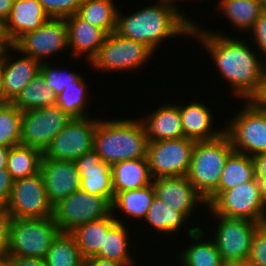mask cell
Wrapping results in <instances>:
<instances>
[{"label": "cell", "instance_id": "23", "mask_svg": "<svg viewBox=\"0 0 266 266\" xmlns=\"http://www.w3.org/2000/svg\"><path fill=\"white\" fill-rule=\"evenodd\" d=\"M176 103L159 104L156 110L138 117L145 127L149 142L184 137L179 104Z\"/></svg>", "mask_w": 266, "mask_h": 266}, {"label": "cell", "instance_id": "54", "mask_svg": "<svg viewBox=\"0 0 266 266\" xmlns=\"http://www.w3.org/2000/svg\"><path fill=\"white\" fill-rule=\"evenodd\" d=\"M0 266H11L6 260L0 261Z\"/></svg>", "mask_w": 266, "mask_h": 266}, {"label": "cell", "instance_id": "3", "mask_svg": "<svg viewBox=\"0 0 266 266\" xmlns=\"http://www.w3.org/2000/svg\"><path fill=\"white\" fill-rule=\"evenodd\" d=\"M98 119L93 150L110 167L114 164L147 157L148 137L138 118Z\"/></svg>", "mask_w": 266, "mask_h": 266}, {"label": "cell", "instance_id": "52", "mask_svg": "<svg viewBox=\"0 0 266 266\" xmlns=\"http://www.w3.org/2000/svg\"><path fill=\"white\" fill-rule=\"evenodd\" d=\"M258 226L259 229L266 234V212L259 220Z\"/></svg>", "mask_w": 266, "mask_h": 266}, {"label": "cell", "instance_id": "28", "mask_svg": "<svg viewBox=\"0 0 266 266\" xmlns=\"http://www.w3.org/2000/svg\"><path fill=\"white\" fill-rule=\"evenodd\" d=\"M111 169L114 192L140 189L153 182L147 157L120 161Z\"/></svg>", "mask_w": 266, "mask_h": 266}, {"label": "cell", "instance_id": "8", "mask_svg": "<svg viewBox=\"0 0 266 266\" xmlns=\"http://www.w3.org/2000/svg\"><path fill=\"white\" fill-rule=\"evenodd\" d=\"M242 102L240 112L224 124V133L235 152L250 157L266 153V111L251 100Z\"/></svg>", "mask_w": 266, "mask_h": 266}, {"label": "cell", "instance_id": "1", "mask_svg": "<svg viewBox=\"0 0 266 266\" xmlns=\"http://www.w3.org/2000/svg\"><path fill=\"white\" fill-rule=\"evenodd\" d=\"M197 22H193L190 38L200 42V47L203 46L202 49L209 53L217 68L215 70L229 85L234 98L236 96L243 101L251 100L260 89L266 72V60L248 42L251 39L235 38V34L228 36L226 32L202 27Z\"/></svg>", "mask_w": 266, "mask_h": 266}, {"label": "cell", "instance_id": "30", "mask_svg": "<svg viewBox=\"0 0 266 266\" xmlns=\"http://www.w3.org/2000/svg\"><path fill=\"white\" fill-rule=\"evenodd\" d=\"M255 165L253 158L233 152L227 159L222 170L218 189L206 200L209 205L221 192L236 187L255 178Z\"/></svg>", "mask_w": 266, "mask_h": 266}, {"label": "cell", "instance_id": "31", "mask_svg": "<svg viewBox=\"0 0 266 266\" xmlns=\"http://www.w3.org/2000/svg\"><path fill=\"white\" fill-rule=\"evenodd\" d=\"M116 223L111 213L102 219L80 225L71 232L85 260L94 257L99 249L103 248L104 233H107Z\"/></svg>", "mask_w": 266, "mask_h": 266}, {"label": "cell", "instance_id": "37", "mask_svg": "<svg viewBox=\"0 0 266 266\" xmlns=\"http://www.w3.org/2000/svg\"><path fill=\"white\" fill-rule=\"evenodd\" d=\"M22 112L12 103L0 102V145L21 144Z\"/></svg>", "mask_w": 266, "mask_h": 266}, {"label": "cell", "instance_id": "13", "mask_svg": "<svg viewBox=\"0 0 266 266\" xmlns=\"http://www.w3.org/2000/svg\"><path fill=\"white\" fill-rule=\"evenodd\" d=\"M72 120L56 104L22 112L21 145L42 153L53 138Z\"/></svg>", "mask_w": 266, "mask_h": 266}, {"label": "cell", "instance_id": "17", "mask_svg": "<svg viewBox=\"0 0 266 266\" xmlns=\"http://www.w3.org/2000/svg\"><path fill=\"white\" fill-rule=\"evenodd\" d=\"M12 51V52H11ZM21 55L16 59L15 53ZM14 56V57H12ZM41 63L20 52L13 44H9L3 53V81L1 102L11 103L32 78L40 71Z\"/></svg>", "mask_w": 266, "mask_h": 266}, {"label": "cell", "instance_id": "27", "mask_svg": "<svg viewBox=\"0 0 266 266\" xmlns=\"http://www.w3.org/2000/svg\"><path fill=\"white\" fill-rule=\"evenodd\" d=\"M215 11H219L226 17L236 31L246 35L255 26L263 9L261 0H217ZM237 29V30H236Z\"/></svg>", "mask_w": 266, "mask_h": 266}, {"label": "cell", "instance_id": "38", "mask_svg": "<svg viewBox=\"0 0 266 266\" xmlns=\"http://www.w3.org/2000/svg\"><path fill=\"white\" fill-rule=\"evenodd\" d=\"M48 62H43L40 65V73L43 75L46 86L50 87L56 96H58L65 87L75 84V80L81 75L77 72L63 70L57 65Z\"/></svg>", "mask_w": 266, "mask_h": 266}, {"label": "cell", "instance_id": "44", "mask_svg": "<svg viewBox=\"0 0 266 266\" xmlns=\"http://www.w3.org/2000/svg\"><path fill=\"white\" fill-rule=\"evenodd\" d=\"M11 266H47L45 259L33 257H6Z\"/></svg>", "mask_w": 266, "mask_h": 266}, {"label": "cell", "instance_id": "18", "mask_svg": "<svg viewBox=\"0 0 266 266\" xmlns=\"http://www.w3.org/2000/svg\"><path fill=\"white\" fill-rule=\"evenodd\" d=\"M40 173L48 200L53 206L80 189L81 176L73 161L42 157Z\"/></svg>", "mask_w": 266, "mask_h": 266}, {"label": "cell", "instance_id": "42", "mask_svg": "<svg viewBox=\"0 0 266 266\" xmlns=\"http://www.w3.org/2000/svg\"><path fill=\"white\" fill-rule=\"evenodd\" d=\"M11 221V213L9 212L7 206L0 205V261L6 259Z\"/></svg>", "mask_w": 266, "mask_h": 266}, {"label": "cell", "instance_id": "34", "mask_svg": "<svg viewBox=\"0 0 266 266\" xmlns=\"http://www.w3.org/2000/svg\"><path fill=\"white\" fill-rule=\"evenodd\" d=\"M82 74L75 80V84L68 85L56 97V105L71 118L90 117L88 104L91 103L89 88ZM89 97V98H88Z\"/></svg>", "mask_w": 266, "mask_h": 266}, {"label": "cell", "instance_id": "41", "mask_svg": "<svg viewBox=\"0 0 266 266\" xmlns=\"http://www.w3.org/2000/svg\"><path fill=\"white\" fill-rule=\"evenodd\" d=\"M249 33L251 34L250 37L253 39L252 44H254V47L266 60V11L263 10L260 18Z\"/></svg>", "mask_w": 266, "mask_h": 266}, {"label": "cell", "instance_id": "5", "mask_svg": "<svg viewBox=\"0 0 266 266\" xmlns=\"http://www.w3.org/2000/svg\"><path fill=\"white\" fill-rule=\"evenodd\" d=\"M59 232L53 217L12 219L6 257L45 259Z\"/></svg>", "mask_w": 266, "mask_h": 266}, {"label": "cell", "instance_id": "58", "mask_svg": "<svg viewBox=\"0 0 266 266\" xmlns=\"http://www.w3.org/2000/svg\"><path fill=\"white\" fill-rule=\"evenodd\" d=\"M177 1V3H180V2H182V1H184V0H176ZM179 1V2H178ZM187 1V0H186ZM191 1V0H190ZM193 1V0H192ZM197 1V0H196Z\"/></svg>", "mask_w": 266, "mask_h": 266}, {"label": "cell", "instance_id": "15", "mask_svg": "<svg viewBox=\"0 0 266 266\" xmlns=\"http://www.w3.org/2000/svg\"><path fill=\"white\" fill-rule=\"evenodd\" d=\"M13 45L40 63L48 62L53 54L69 50L66 20L49 18L43 26L25 33Z\"/></svg>", "mask_w": 266, "mask_h": 266}, {"label": "cell", "instance_id": "24", "mask_svg": "<svg viewBox=\"0 0 266 266\" xmlns=\"http://www.w3.org/2000/svg\"><path fill=\"white\" fill-rule=\"evenodd\" d=\"M198 228L195 232L187 235L186 239H190L187 243L186 248L184 247L175 256L174 259H179L180 266H224L219 251L217 250L216 244L211 236L207 235L210 233L206 228ZM205 231V232H204ZM208 231V232H207ZM205 233V234H204ZM207 233V234H206ZM207 235V236H206ZM209 237V238H207ZM179 256V257H178Z\"/></svg>", "mask_w": 266, "mask_h": 266}, {"label": "cell", "instance_id": "25", "mask_svg": "<svg viewBox=\"0 0 266 266\" xmlns=\"http://www.w3.org/2000/svg\"><path fill=\"white\" fill-rule=\"evenodd\" d=\"M188 221L190 222L191 219H189L183 212L174 210L155 196L147 215L142 222L145 224L147 222V227L156 231L157 234L162 233L167 239V237H173L174 235L180 237V234H182L180 231H182L183 228H186L185 230H187L185 231L186 236L200 228L199 225H196L195 227L190 225V228H187L188 226H186V224H189Z\"/></svg>", "mask_w": 266, "mask_h": 266}, {"label": "cell", "instance_id": "50", "mask_svg": "<svg viewBox=\"0 0 266 266\" xmlns=\"http://www.w3.org/2000/svg\"><path fill=\"white\" fill-rule=\"evenodd\" d=\"M260 182L261 199L266 207V179H258Z\"/></svg>", "mask_w": 266, "mask_h": 266}, {"label": "cell", "instance_id": "56", "mask_svg": "<svg viewBox=\"0 0 266 266\" xmlns=\"http://www.w3.org/2000/svg\"><path fill=\"white\" fill-rule=\"evenodd\" d=\"M262 9L266 11V0H261Z\"/></svg>", "mask_w": 266, "mask_h": 266}, {"label": "cell", "instance_id": "12", "mask_svg": "<svg viewBox=\"0 0 266 266\" xmlns=\"http://www.w3.org/2000/svg\"><path fill=\"white\" fill-rule=\"evenodd\" d=\"M98 118H72L53 138L42 157L53 160L74 161L93 150Z\"/></svg>", "mask_w": 266, "mask_h": 266}, {"label": "cell", "instance_id": "47", "mask_svg": "<svg viewBox=\"0 0 266 266\" xmlns=\"http://www.w3.org/2000/svg\"><path fill=\"white\" fill-rule=\"evenodd\" d=\"M14 0H0V25L3 26L4 23L9 18Z\"/></svg>", "mask_w": 266, "mask_h": 266}, {"label": "cell", "instance_id": "57", "mask_svg": "<svg viewBox=\"0 0 266 266\" xmlns=\"http://www.w3.org/2000/svg\"><path fill=\"white\" fill-rule=\"evenodd\" d=\"M80 266H92L87 260H84Z\"/></svg>", "mask_w": 266, "mask_h": 266}, {"label": "cell", "instance_id": "29", "mask_svg": "<svg viewBox=\"0 0 266 266\" xmlns=\"http://www.w3.org/2000/svg\"><path fill=\"white\" fill-rule=\"evenodd\" d=\"M127 222H117L107 233H104L103 248H100L94 257L122 263L125 266H135L137 261L133 257V251L130 253L132 241H130L131 230L129 229L131 228L127 227Z\"/></svg>", "mask_w": 266, "mask_h": 266}, {"label": "cell", "instance_id": "4", "mask_svg": "<svg viewBox=\"0 0 266 266\" xmlns=\"http://www.w3.org/2000/svg\"><path fill=\"white\" fill-rule=\"evenodd\" d=\"M234 152L225 133L209 141H195L188 180L207 200L217 189L228 157Z\"/></svg>", "mask_w": 266, "mask_h": 266}, {"label": "cell", "instance_id": "36", "mask_svg": "<svg viewBox=\"0 0 266 266\" xmlns=\"http://www.w3.org/2000/svg\"><path fill=\"white\" fill-rule=\"evenodd\" d=\"M85 259L69 232H59L45 257L47 266H80Z\"/></svg>", "mask_w": 266, "mask_h": 266}, {"label": "cell", "instance_id": "14", "mask_svg": "<svg viewBox=\"0 0 266 266\" xmlns=\"http://www.w3.org/2000/svg\"><path fill=\"white\" fill-rule=\"evenodd\" d=\"M6 206L12 219L53 217V205L48 200L40 172L14 180Z\"/></svg>", "mask_w": 266, "mask_h": 266}, {"label": "cell", "instance_id": "20", "mask_svg": "<svg viewBox=\"0 0 266 266\" xmlns=\"http://www.w3.org/2000/svg\"><path fill=\"white\" fill-rule=\"evenodd\" d=\"M50 17L38 0H14L12 11L2 26L8 44H14L25 33L43 26Z\"/></svg>", "mask_w": 266, "mask_h": 266}, {"label": "cell", "instance_id": "40", "mask_svg": "<svg viewBox=\"0 0 266 266\" xmlns=\"http://www.w3.org/2000/svg\"><path fill=\"white\" fill-rule=\"evenodd\" d=\"M246 263L248 266H266V234L259 228L253 236Z\"/></svg>", "mask_w": 266, "mask_h": 266}, {"label": "cell", "instance_id": "9", "mask_svg": "<svg viewBox=\"0 0 266 266\" xmlns=\"http://www.w3.org/2000/svg\"><path fill=\"white\" fill-rule=\"evenodd\" d=\"M112 213V202L81 189L53 206V219L60 232L71 233L80 225L102 219Z\"/></svg>", "mask_w": 266, "mask_h": 266}, {"label": "cell", "instance_id": "33", "mask_svg": "<svg viewBox=\"0 0 266 266\" xmlns=\"http://www.w3.org/2000/svg\"><path fill=\"white\" fill-rule=\"evenodd\" d=\"M54 91L46 86L43 75L38 72L11 102L21 112L56 104Z\"/></svg>", "mask_w": 266, "mask_h": 266}, {"label": "cell", "instance_id": "19", "mask_svg": "<svg viewBox=\"0 0 266 266\" xmlns=\"http://www.w3.org/2000/svg\"><path fill=\"white\" fill-rule=\"evenodd\" d=\"M73 162L81 176L80 189L92 195L107 197L113 202L115 192L111 167L104 163L94 150L76 158Z\"/></svg>", "mask_w": 266, "mask_h": 266}, {"label": "cell", "instance_id": "55", "mask_svg": "<svg viewBox=\"0 0 266 266\" xmlns=\"http://www.w3.org/2000/svg\"><path fill=\"white\" fill-rule=\"evenodd\" d=\"M229 266H248L247 263L229 264Z\"/></svg>", "mask_w": 266, "mask_h": 266}, {"label": "cell", "instance_id": "45", "mask_svg": "<svg viewBox=\"0 0 266 266\" xmlns=\"http://www.w3.org/2000/svg\"><path fill=\"white\" fill-rule=\"evenodd\" d=\"M251 101L261 110L266 111V72L261 81V86L258 93L251 99Z\"/></svg>", "mask_w": 266, "mask_h": 266}, {"label": "cell", "instance_id": "53", "mask_svg": "<svg viewBox=\"0 0 266 266\" xmlns=\"http://www.w3.org/2000/svg\"><path fill=\"white\" fill-rule=\"evenodd\" d=\"M2 81H3V57H0V102H1Z\"/></svg>", "mask_w": 266, "mask_h": 266}, {"label": "cell", "instance_id": "51", "mask_svg": "<svg viewBox=\"0 0 266 266\" xmlns=\"http://www.w3.org/2000/svg\"><path fill=\"white\" fill-rule=\"evenodd\" d=\"M8 45L9 44L4 37V33L0 32V57H3V53Z\"/></svg>", "mask_w": 266, "mask_h": 266}, {"label": "cell", "instance_id": "16", "mask_svg": "<svg viewBox=\"0 0 266 266\" xmlns=\"http://www.w3.org/2000/svg\"><path fill=\"white\" fill-rule=\"evenodd\" d=\"M155 196L174 210L183 212L189 219L194 217L195 209L207 211L205 198L197 191L187 176H170L153 179ZM198 206V207H197ZM201 208H200V207Z\"/></svg>", "mask_w": 266, "mask_h": 266}, {"label": "cell", "instance_id": "6", "mask_svg": "<svg viewBox=\"0 0 266 266\" xmlns=\"http://www.w3.org/2000/svg\"><path fill=\"white\" fill-rule=\"evenodd\" d=\"M155 52L146 44L120 36L115 31L108 34L97 54L90 60L91 69L98 72H132L141 69Z\"/></svg>", "mask_w": 266, "mask_h": 266}, {"label": "cell", "instance_id": "26", "mask_svg": "<svg viewBox=\"0 0 266 266\" xmlns=\"http://www.w3.org/2000/svg\"><path fill=\"white\" fill-rule=\"evenodd\" d=\"M154 197L155 189L153 183L140 189L115 192V197L112 202L113 216L118 223H123L124 216L129 219L133 218L135 221H143Z\"/></svg>", "mask_w": 266, "mask_h": 266}, {"label": "cell", "instance_id": "35", "mask_svg": "<svg viewBox=\"0 0 266 266\" xmlns=\"http://www.w3.org/2000/svg\"><path fill=\"white\" fill-rule=\"evenodd\" d=\"M43 153L29 146L10 147L7 158V171L13 180L33 176L40 172Z\"/></svg>", "mask_w": 266, "mask_h": 266}, {"label": "cell", "instance_id": "32", "mask_svg": "<svg viewBox=\"0 0 266 266\" xmlns=\"http://www.w3.org/2000/svg\"><path fill=\"white\" fill-rule=\"evenodd\" d=\"M114 0H83L77 15L107 35L116 30L118 6Z\"/></svg>", "mask_w": 266, "mask_h": 266}, {"label": "cell", "instance_id": "48", "mask_svg": "<svg viewBox=\"0 0 266 266\" xmlns=\"http://www.w3.org/2000/svg\"><path fill=\"white\" fill-rule=\"evenodd\" d=\"M87 261L92 265V266H125L122 263H118L115 261H111L108 259H103L100 257H91L87 259Z\"/></svg>", "mask_w": 266, "mask_h": 266}, {"label": "cell", "instance_id": "7", "mask_svg": "<svg viewBox=\"0 0 266 266\" xmlns=\"http://www.w3.org/2000/svg\"><path fill=\"white\" fill-rule=\"evenodd\" d=\"M210 219H214L210 236L214 240L217 250L225 264L246 263L251 250V242L258 223L243 218H229L214 214L207 208ZM217 222H216V221Z\"/></svg>", "mask_w": 266, "mask_h": 266}, {"label": "cell", "instance_id": "39", "mask_svg": "<svg viewBox=\"0 0 266 266\" xmlns=\"http://www.w3.org/2000/svg\"><path fill=\"white\" fill-rule=\"evenodd\" d=\"M50 18H66L77 13L83 0H38Z\"/></svg>", "mask_w": 266, "mask_h": 266}, {"label": "cell", "instance_id": "21", "mask_svg": "<svg viewBox=\"0 0 266 266\" xmlns=\"http://www.w3.org/2000/svg\"><path fill=\"white\" fill-rule=\"evenodd\" d=\"M192 100L188 104H179L180 118L184 137L194 141H209L218 138L224 133V128L215 129L213 112L203 102ZM213 113V114H212ZM220 130V131H219Z\"/></svg>", "mask_w": 266, "mask_h": 266}, {"label": "cell", "instance_id": "46", "mask_svg": "<svg viewBox=\"0 0 266 266\" xmlns=\"http://www.w3.org/2000/svg\"><path fill=\"white\" fill-rule=\"evenodd\" d=\"M255 176L257 179H266V153L253 156Z\"/></svg>", "mask_w": 266, "mask_h": 266}, {"label": "cell", "instance_id": "11", "mask_svg": "<svg viewBox=\"0 0 266 266\" xmlns=\"http://www.w3.org/2000/svg\"><path fill=\"white\" fill-rule=\"evenodd\" d=\"M208 208L216 215L229 218H243L259 223L266 212L261 199L260 182L253 180L241 183L221 192Z\"/></svg>", "mask_w": 266, "mask_h": 266}, {"label": "cell", "instance_id": "22", "mask_svg": "<svg viewBox=\"0 0 266 266\" xmlns=\"http://www.w3.org/2000/svg\"><path fill=\"white\" fill-rule=\"evenodd\" d=\"M68 28V46L72 57L90 60L97 54L107 34L100 28L80 18L77 14L66 17ZM72 50V51H71Z\"/></svg>", "mask_w": 266, "mask_h": 266}, {"label": "cell", "instance_id": "43", "mask_svg": "<svg viewBox=\"0 0 266 266\" xmlns=\"http://www.w3.org/2000/svg\"><path fill=\"white\" fill-rule=\"evenodd\" d=\"M14 180L7 168L0 169V205H7Z\"/></svg>", "mask_w": 266, "mask_h": 266}, {"label": "cell", "instance_id": "10", "mask_svg": "<svg viewBox=\"0 0 266 266\" xmlns=\"http://www.w3.org/2000/svg\"><path fill=\"white\" fill-rule=\"evenodd\" d=\"M195 141L181 137L148 142L147 160L153 179L187 176Z\"/></svg>", "mask_w": 266, "mask_h": 266}, {"label": "cell", "instance_id": "49", "mask_svg": "<svg viewBox=\"0 0 266 266\" xmlns=\"http://www.w3.org/2000/svg\"><path fill=\"white\" fill-rule=\"evenodd\" d=\"M10 147L0 145V169L7 168V158Z\"/></svg>", "mask_w": 266, "mask_h": 266}, {"label": "cell", "instance_id": "2", "mask_svg": "<svg viewBox=\"0 0 266 266\" xmlns=\"http://www.w3.org/2000/svg\"><path fill=\"white\" fill-rule=\"evenodd\" d=\"M178 5L180 4L176 0H157L134 13L128 12V15H122L119 8L115 32L122 37L142 42L156 52L167 39L191 36L194 19L181 11Z\"/></svg>", "mask_w": 266, "mask_h": 266}]
</instances>
